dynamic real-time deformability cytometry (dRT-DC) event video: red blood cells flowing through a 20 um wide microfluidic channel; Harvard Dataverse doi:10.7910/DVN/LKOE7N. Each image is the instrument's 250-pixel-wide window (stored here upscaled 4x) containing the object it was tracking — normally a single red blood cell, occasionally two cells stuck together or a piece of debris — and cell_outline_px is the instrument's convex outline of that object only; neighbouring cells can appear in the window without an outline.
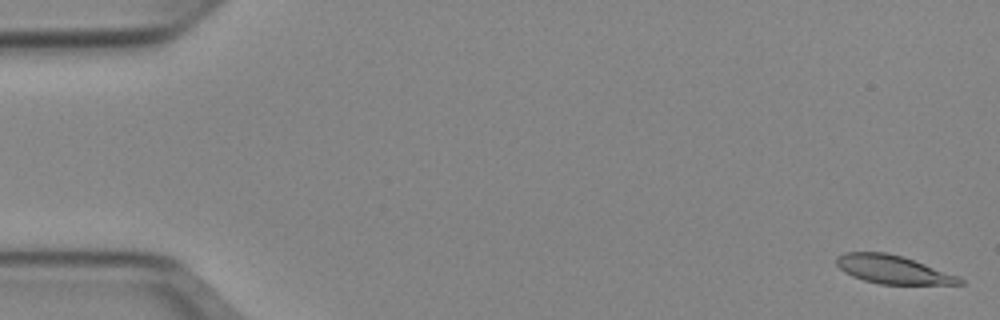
{"species": "Egyptian fruit bat (a non-hibernating species)", "species_latin": "Rousettus aegyptiacus", "temperature_condition": "cold", "stored_images_in_passage": 51, "camera_frame_rate_fps": 3000, "um_per_image_px": 0.085, "animal": {"sex": "female"}, "frame": {"image": 1, "passage_image": 1, "time_ms": 0.0, "image_size_px": [1000, 320], "cell_outline_px": [[964, 284], [880, 284], [864, 280], [852, 276], [844, 272], [836, 264], [836, 256], [844, 252], [888, 252], [904, 256], [960, 276], [964, 280]], "centroid_in_image_um": [75.91, 22.9], "position_along_channel_um": 9.1, "area_um2": 20.58}}
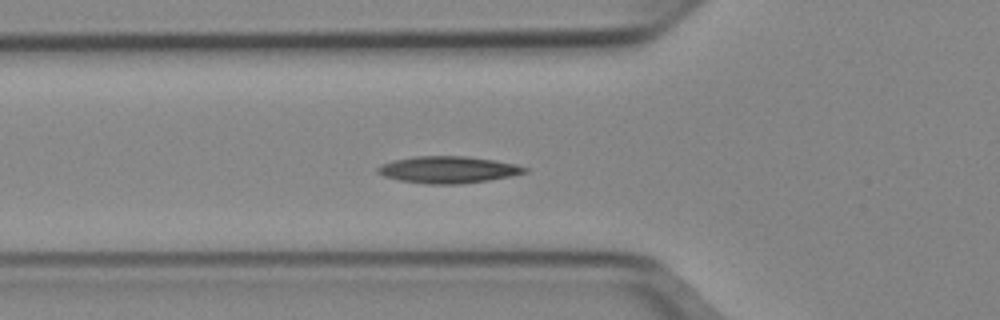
{"frame": {"image": 2, "passage_image": 18, "time_ms": 5.667, "image_size_px": [1000, 320], "cell_outline_px": [[528, 172], [512, 176], [488, 180], [460, 184], [424, 184], [400, 180], [384, 176], [376, 172], [376, 168], [380, 164], [396, 160], [416, 156], [468, 156], [516, 164], [528, 168]], "centroid_in_image_um": [38.09, 14.43], "position_along_channel_um": 87.7, "area_um2": 23.0}}
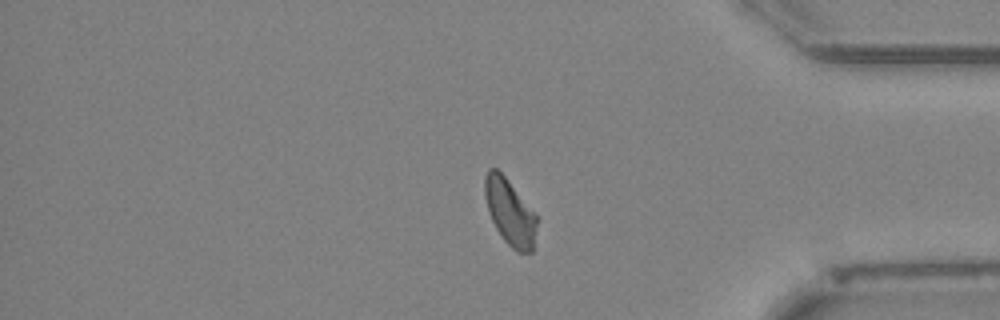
{"frame": {"image": 3, "passage_image": 43, "time_ms": 14.0, "image_size_px": [1000, 320], "cell_outline_px": [[540, 220], [532, 252], [516, 252], [504, 240], [496, 228], [492, 220], [484, 196], [484, 176], [488, 168], [496, 168], [504, 176]], "centroid_in_image_um": [43.36, 18.06], "position_along_channel_um": 391.8, "area_um2": 20.0}, "authors_computed_cell_mechanics": {"area_um2": 21.0392, "velocity_mm_per_s": 3.9086, "shape_relaxation_time_tau1_ms": 10.2405, "shape_relaxation_time_tau2_ms": 3.051, "deformation_change_tau1": 0.2234, "deformation_change_tau2": 0.0833}}